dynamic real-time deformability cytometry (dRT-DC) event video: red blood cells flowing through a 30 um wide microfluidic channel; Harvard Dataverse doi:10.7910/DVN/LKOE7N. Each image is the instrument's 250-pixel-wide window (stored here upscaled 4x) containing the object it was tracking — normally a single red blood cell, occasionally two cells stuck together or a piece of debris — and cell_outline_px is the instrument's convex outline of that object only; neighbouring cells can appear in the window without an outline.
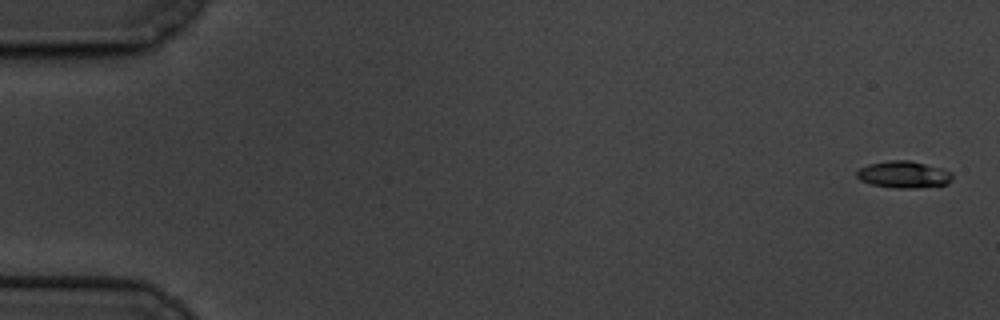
{"species": "common noctule bat (a hibernating species)", "species_latin": "Nyctalus noctula", "temperature_condition": "cold", "stored_images_in_passage": 12, "camera_frame_rate_fps": 3000, "um_per_image_px": 0.085, "animal": {"sex": "male", "body_mass_g": 19.5, "forearm_length_mm": 54.6}, "frame": {"image": 1, "passage_image": 1, "time_ms": 0.0, "image_size_px": [1000, 320], "cell_outline_px": [[952, 180], [948, 184], [916, 188], [896, 188], [872, 184], [860, 180], [856, 176], [856, 172], [860, 168], [868, 164], [888, 160], [908, 160], [940, 168], [952, 172]], "centroid_in_image_um": [76.81, 14.83], "position_along_channel_um": 8.2, "area_um2": 14.91}}
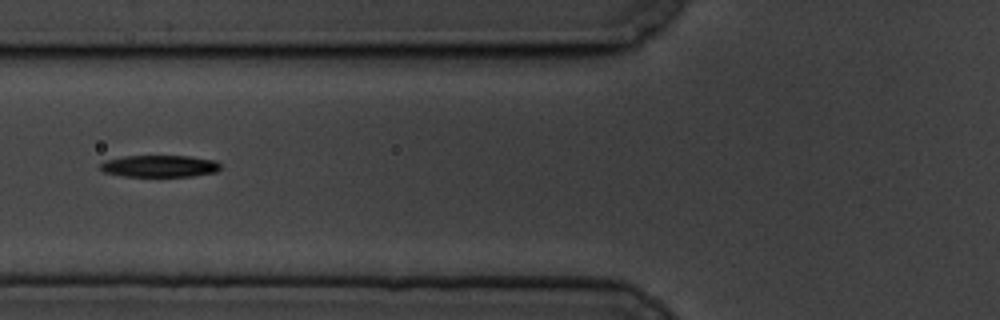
{"frame": {"image": 2, "passage_image": 7, "time_ms": 7.333, "image_size_px": [1000, 320], "cell_outline_px": [[220, 168], [216, 172], [192, 176], [124, 176], [104, 172], [100, 168], [100, 164], [104, 160], [124, 156], [188, 156], [216, 160], [220, 164]], "centroid_in_image_um": [13.56, 14.11], "position_along_channel_um": 112.2, "area_um2": 15.32}}
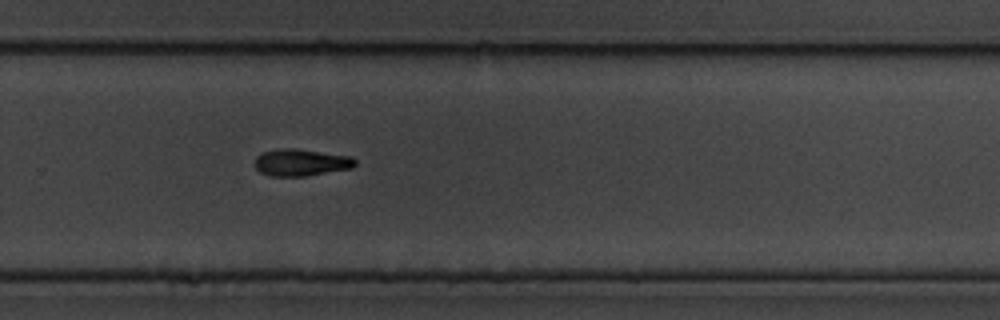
{"frame": {"image": 3, "passage_image": 12, "time_ms": 13.0, "image_size_px": [1000, 320], "cell_outline_px": [[356, 164], [352, 168], [308, 176], [268, 176], [260, 172], [256, 168], [256, 156], [260, 152], [280, 148], [296, 148], [352, 156], [356, 160]], "centroid_in_image_um": [25.59, 13.8], "position_along_channel_um": 304.2, "area_um2": 16.01}}